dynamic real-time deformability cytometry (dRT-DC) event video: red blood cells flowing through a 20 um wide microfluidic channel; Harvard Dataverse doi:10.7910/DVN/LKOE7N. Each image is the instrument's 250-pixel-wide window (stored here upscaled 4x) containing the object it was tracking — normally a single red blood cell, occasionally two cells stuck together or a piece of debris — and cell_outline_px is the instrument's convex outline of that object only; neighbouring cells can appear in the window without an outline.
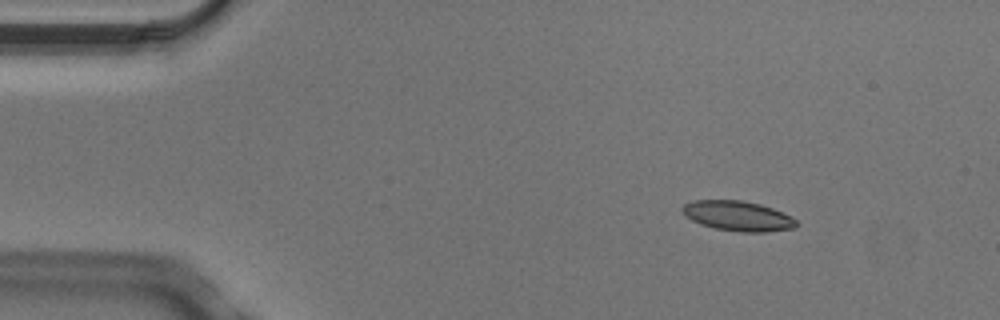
{"species": "Egyptian fruit bat (a non-hibernating species)", "species_latin": "Rousettus aegyptiacus", "temperature_condition": "cold", "stored_images_in_passage": 3, "camera_frame_rate_fps": 3000, "um_per_image_px": 0.085, "animal": {"sex": "male"}, "frame": {"image": 1, "passage_image": 1, "time_ms": 0.0, "image_size_px": [1000, 320], "cell_outline_px": [[800, 224], [796, 228], [764, 232], [740, 232], [716, 228], [700, 224], [684, 216], [680, 212], [680, 208], [684, 204], [692, 200], [740, 200], [760, 204], [772, 208], [792, 216]], "centroid_in_image_um": [62.71, 18.35], "position_along_channel_um": 22.3, "area_um2": 20.17}}
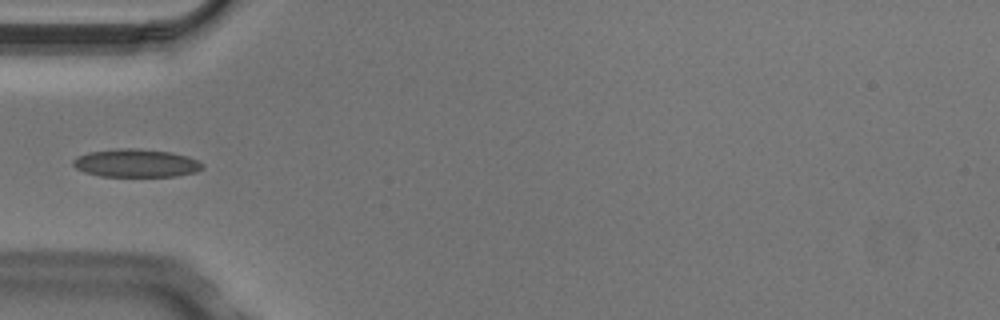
{"frame": {"image": 2, "passage_image": 3, "time_ms": 0.667, "image_size_px": [1000, 320], "cell_outline_px": [[204, 168], [196, 172], [176, 176], [100, 176], [84, 172], [76, 168], [72, 164], [72, 160], [76, 156], [88, 152], [116, 148], [136, 148], [172, 152], [188, 156], [204, 164]], "centroid_in_image_um": [11.55, 13.86], "position_along_channel_um": 73.4, "area_um2": 21.39}}